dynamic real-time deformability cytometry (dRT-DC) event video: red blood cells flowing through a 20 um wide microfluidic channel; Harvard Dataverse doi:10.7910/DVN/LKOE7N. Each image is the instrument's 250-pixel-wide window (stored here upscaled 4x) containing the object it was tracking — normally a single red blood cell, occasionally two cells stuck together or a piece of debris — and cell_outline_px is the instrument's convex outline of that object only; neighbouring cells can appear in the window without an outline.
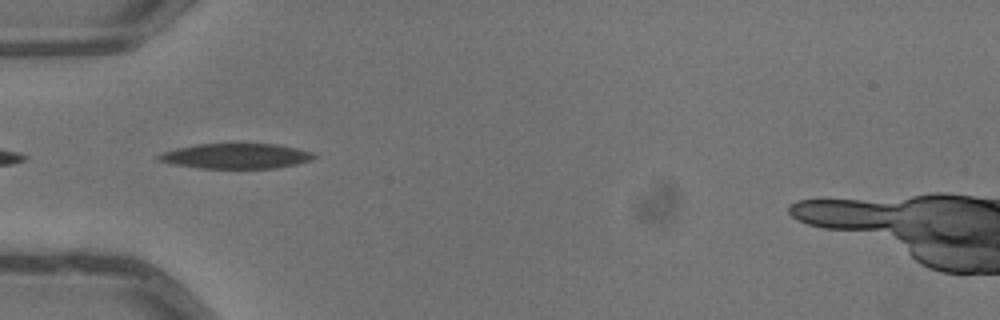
{"species": "common noctule bat (a hibernating species)", "species_latin": "Nyctalus noctula", "temperature_condition": "warm", "stored_images_in_passage": 5, "camera_frame_rate_fps": 3000, "um_per_image_px": 0.085, "animal": {"sex": "male", "body_mass_g": 13.3}, "frame": {"image": 1, "passage_image": 4, "time_ms": 1.0, "image_size_px": [1000, 320], "cell_outline_px": [[316, 156], [312, 160], [296, 164], [272, 168], [200, 168], [172, 164], [156, 160], [156, 156], [160, 152], [176, 148], [196, 144], [276, 144], [316, 152]], "centroid_in_image_um": [20.03, 13.26], "position_along_channel_um": 65.0, "area_um2": 22.89}}
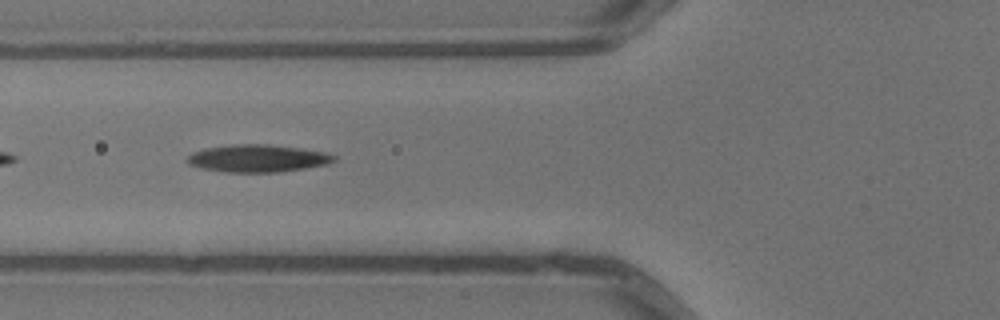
{"frame": {"image": 2, "passage_image": 5, "time_ms": 1.333, "image_size_px": [1000, 320], "cell_outline_px": [[336, 160], [328, 164], [280, 172], [224, 172], [204, 168], [188, 164], [184, 160], [192, 152], [204, 148], [236, 144], [268, 144], [300, 148], [328, 152], [336, 156]], "centroid_in_image_um": [21.91, 13.45], "position_along_channel_um": 103.9, "area_um2": 23.58}}